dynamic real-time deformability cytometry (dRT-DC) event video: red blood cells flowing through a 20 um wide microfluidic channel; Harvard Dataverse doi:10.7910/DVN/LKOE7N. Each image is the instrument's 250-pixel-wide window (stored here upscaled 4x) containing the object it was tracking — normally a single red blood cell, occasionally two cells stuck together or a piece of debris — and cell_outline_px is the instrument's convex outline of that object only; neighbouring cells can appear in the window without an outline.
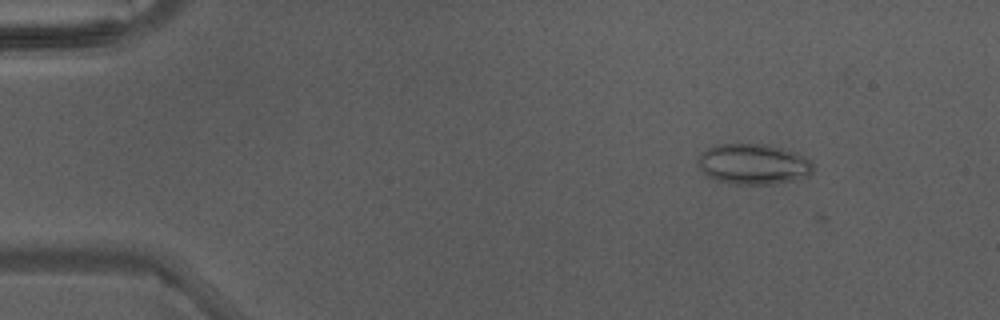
{"species": "Egyptian fruit bat (a non-hibernating species)", "species_latin": "Rousettus aegyptiacus", "temperature_condition": "warm", "stored_images_in_passage": 4, "camera_frame_rate_fps": 3000, "um_per_image_px": 0.085, "animal": {"sex": "male"}, "frame": {"image": 1, "passage_image": 2, "time_ms": 0.333, "image_size_px": [1000, 320], "cell_outline_px": [[812, 172], [808, 176], [772, 184], [728, 184], [704, 176], [696, 164], [696, 156], [700, 152], [716, 144], [768, 144], [792, 152], [812, 160]], "centroid_in_image_um": [63.92, 13.95], "position_along_channel_um": 21.1, "area_um2": 27.51}}